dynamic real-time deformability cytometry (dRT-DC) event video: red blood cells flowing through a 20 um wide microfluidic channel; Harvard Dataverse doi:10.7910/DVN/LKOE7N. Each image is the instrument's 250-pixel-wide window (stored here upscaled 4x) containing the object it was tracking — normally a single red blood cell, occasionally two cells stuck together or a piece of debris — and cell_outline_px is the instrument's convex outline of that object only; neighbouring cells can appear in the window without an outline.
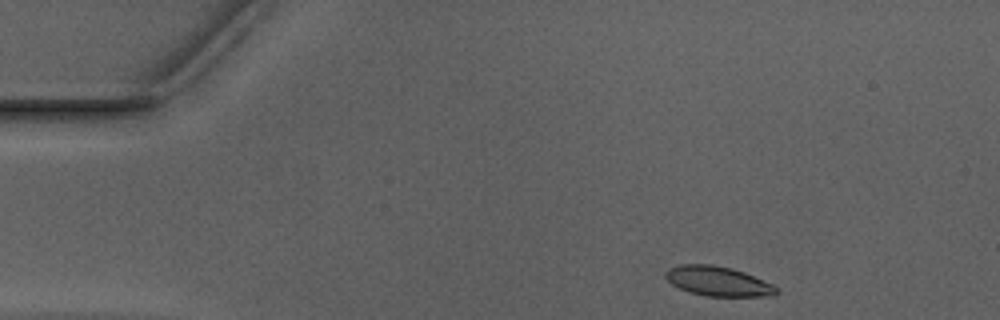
{"species": "Egyptian fruit bat (a non-hibernating species)", "species_latin": "Rousettus aegyptiacus", "temperature_condition": "warm", "stored_images_in_passage": 45, "camera_frame_rate_fps": 3000, "um_per_image_px": 0.085, "animal": {"sex": "male"}, "frame": {"image": 1, "passage_image": 1, "time_ms": 0.0, "image_size_px": [1000, 320], "cell_outline_px": [[780, 292], [772, 296], [708, 296], [688, 292], [672, 284], [664, 276], [664, 272], [668, 268], [680, 264], [712, 264], [732, 268], [744, 272], [772, 284]], "centroid_in_image_um": [61.01, 23.89], "position_along_channel_um": 24.0, "area_um2": 19.19}}
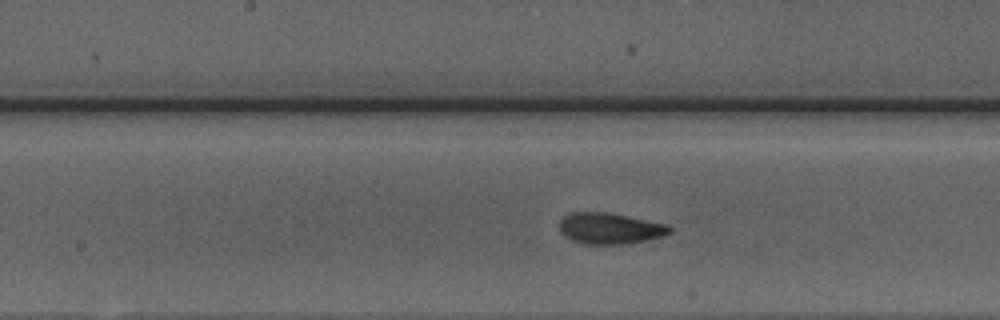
{"frame": {"image": 2, "passage_image": 20, "time_ms": 6.333, "image_size_px": [1000, 320], "cell_outline_px": [[672, 232], [664, 236], [628, 244], [584, 244], [572, 240], [564, 236], [560, 232], [560, 220], [568, 212], [608, 212], [668, 224], [672, 228]], "centroid_in_image_um": [51.85, 19.41], "position_along_channel_um": 196.3, "area_um2": 20.23}}
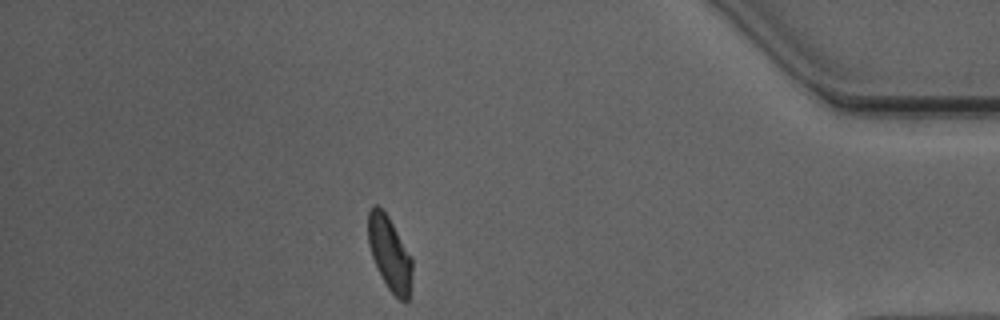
{"frame": {"image": 3, "passage_image": 39, "time_ms": 12.667, "image_size_px": [1000, 320], "cell_outline_px": [[412, 272], [408, 300], [404, 304], [388, 288], [380, 276], [372, 256], [368, 244], [368, 212], [372, 204], [376, 204], [388, 216], [412, 256]], "centroid_in_image_um": [33.12, 21.55], "position_along_channel_um": 402.1, "area_um2": 19.07}, "authors_computed_cell_mechanics": {"area_um2": 19.7098, "velocity_mm_per_s": 3.9369, "shape_relaxation_time_tau1_ms": 3.2336, "shape_relaxation_time_tau2_ms": 1.4149, "deformation_change_tau1": 0.1608, "deformation_change_tau2": 0.0834}}